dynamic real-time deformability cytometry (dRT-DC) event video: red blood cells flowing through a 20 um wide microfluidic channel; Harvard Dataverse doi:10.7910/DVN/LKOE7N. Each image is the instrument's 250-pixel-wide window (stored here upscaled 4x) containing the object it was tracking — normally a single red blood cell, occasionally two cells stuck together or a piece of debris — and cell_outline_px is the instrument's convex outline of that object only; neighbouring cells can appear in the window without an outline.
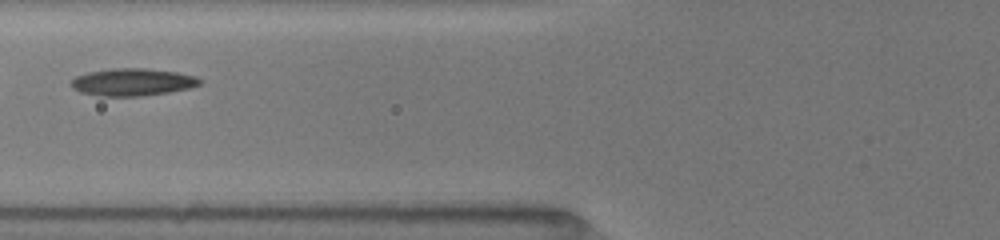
{"species": "common noctule bat (a hibernating species)", "species_latin": "Nyctalus noctula", "temperature_condition": "room temperature", "stored_images_in_passage": 10, "camera_frame_rate_fps": 3000, "um_per_image_px": 0.085, "animal": {"sex": "female", "body_mass_g": 19.5, "forearm_length_mm": 54.1}, "frame": {"image": 1, "passage_image": 6, "time_ms": 2.333, "image_size_px": [1000, 240], "cell_outline_px": [[200, 84], [188, 88], [168, 92], [140, 96], [100, 96], [80, 92], [72, 88], [72, 80], [76, 76], [88, 72], [112, 68], [144, 68], [176, 72], [196, 76], [200, 80]], "centroid_in_image_um": [11.24, 6.97], "position_along_channel_um": 114.6, "area_um2": 20.35}}